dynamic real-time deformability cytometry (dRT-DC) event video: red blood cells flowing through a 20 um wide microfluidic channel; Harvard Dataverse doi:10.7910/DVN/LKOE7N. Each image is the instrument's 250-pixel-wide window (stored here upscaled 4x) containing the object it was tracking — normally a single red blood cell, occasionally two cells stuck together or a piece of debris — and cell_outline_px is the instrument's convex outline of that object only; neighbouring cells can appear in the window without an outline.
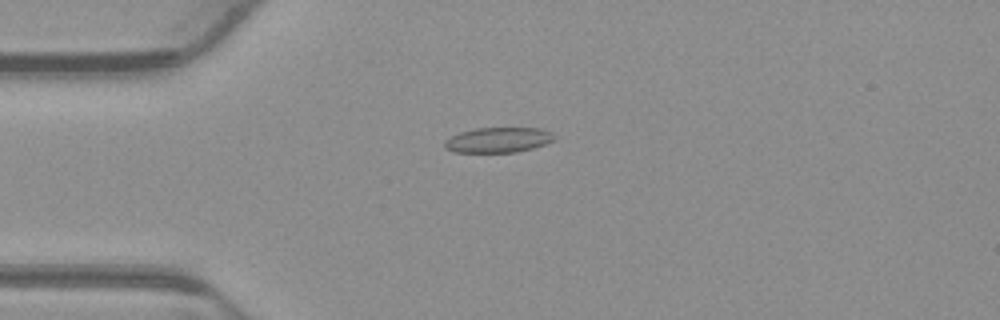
{"species": "common noctule bat (a hibernating species)", "species_latin": "Nyctalus noctula", "temperature_condition": "warm", "stored_images_in_passage": 54, "camera_frame_rate_fps": 3000, "um_per_image_px": 0.085, "animal": {"sex": "male", "body_mass_g": 23.1, "forearm_length_mm": 52.7}, "frame": {"image": 1, "passage_image": 14, "time_ms": 4.333, "image_size_px": [1000, 320], "cell_outline_px": [[556, 140], [532, 148], [516, 152], [452, 152], [444, 148], [444, 140], [460, 132], [476, 128], [540, 128], [552, 132], [556, 136]], "centroid_in_image_um": [42.35, 11.89], "position_along_channel_um": 42.6, "area_um2": 16.18}}
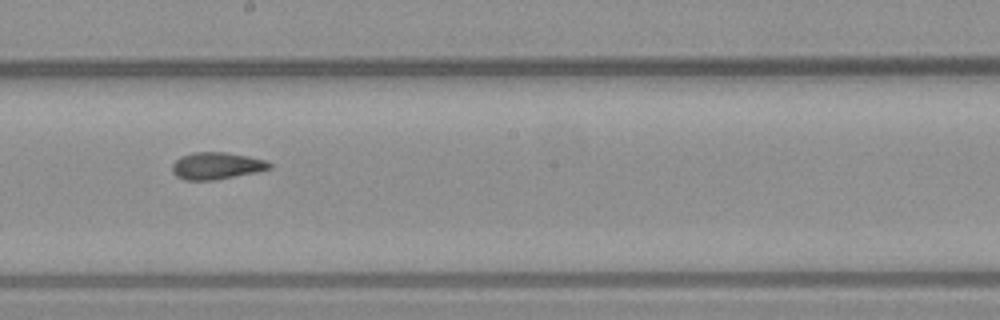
{"frame": {"image": 2, "passage_image": 30, "time_ms": 9.667, "image_size_px": [1000, 320], "cell_outline_px": [[272, 168], [256, 172], [216, 180], [184, 180], [176, 176], [172, 172], [172, 164], [180, 156], [192, 152], [228, 152], [248, 156], [264, 160], [272, 164]], "centroid_in_image_um": [18.39, 14.09], "position_along_channel_um": 229.8, "area_um2": 15.43}}
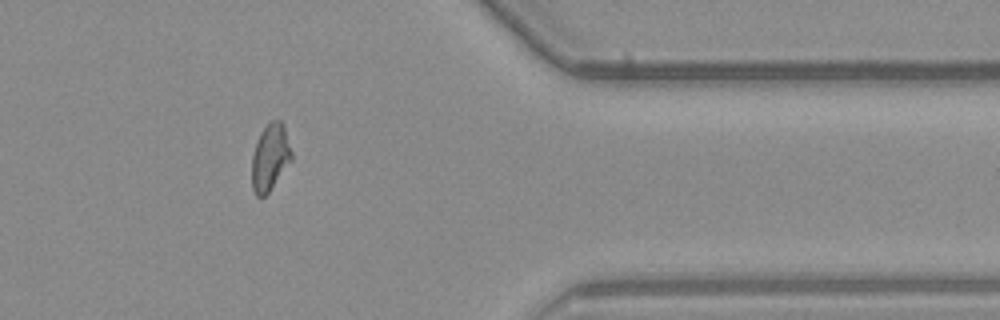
{"frame": {"image": 3, "passage_image": 44, "time_ms": 14.333, "image_size_px": [1000, 320], "cell_outline_px": [[292, 160], [268, 192], [264, 196], [256, 196], [252, 188], [252, 156], [260, 132], [272, 120], [280, 120], [284, 124], [292, 152]], "centroid_in_image_um": [22.97, 13.36], "position_along_channel_um": 388.4, "area_um2": 15.32}, "authors_computed_cell_mechanics": {"area_um2": 15.6638, "velocity_mm_per_s": 3.8777, "shape_relaxation_time_tau1_ms": null, "shape_relaxation_time_tau2_ms": 1.4222, "deformation_change_tau1": null, "deformation_change_tau2": 0.08}}